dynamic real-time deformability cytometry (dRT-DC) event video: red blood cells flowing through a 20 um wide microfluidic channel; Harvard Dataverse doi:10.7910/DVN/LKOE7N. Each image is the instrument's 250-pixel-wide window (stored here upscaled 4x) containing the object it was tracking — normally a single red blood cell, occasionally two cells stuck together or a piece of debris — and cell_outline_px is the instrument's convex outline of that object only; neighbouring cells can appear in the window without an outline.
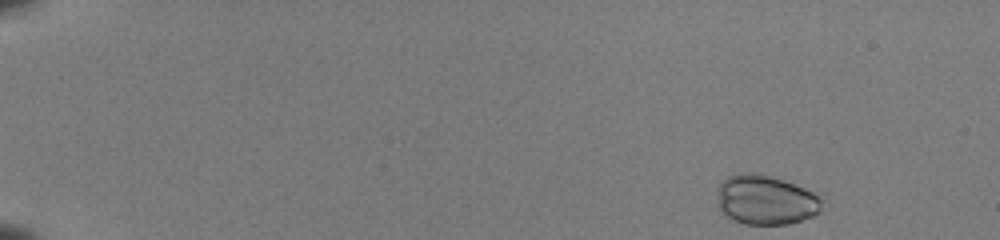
{"species": "common noctule bat (a hibernating species)", "species_latin": "Nyctalus noctula", "temperature_condition": "room temperature", "stored_images_in_passage": 48, "camera_frame_rate_fps": 3000, "um_per_image_px": 0.085, "animal": {"sex": "female", "body_mass_g": 22.0, "forearm_length_mm": 56.7}, "frame": {"image": 1, "passage_image": 1, "time_ms": 0.0, "image_size_px": [1000, 240], "cell_outline_px": [[824, 200], [820, 212], [812, 216], [788, 224], [744, 224], [732, 220], [716, 208], [716, 192], [720, 184], [728, 176], [736, 172], [756, 172], [772, 176], [784, 180], [824, 196]], "centroid_in_image_um": [65.06, 16.98], "position_along_channel_um": 19.9, "area_um2": 31.04}}
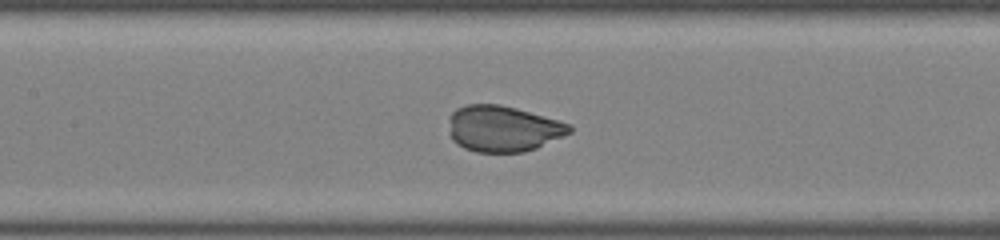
{"frame": {"image": 2, "passage_image": 23, "time_ms": 7.333, "image_size_px": [1000, 240], "cell_outline_px": [[572, 132], [536, 148], [524, 152], [476, 152], [464, 148], [456, 144], [452, 140], [448, 132], [452, 112], [456, 108], [464, 104], [500, 104], [516, 108], [572, 124]], "centroid_in_image_um": [42.74, 10.93], "position_along_channel_um": 164.7, "area_um2": 32.54}}
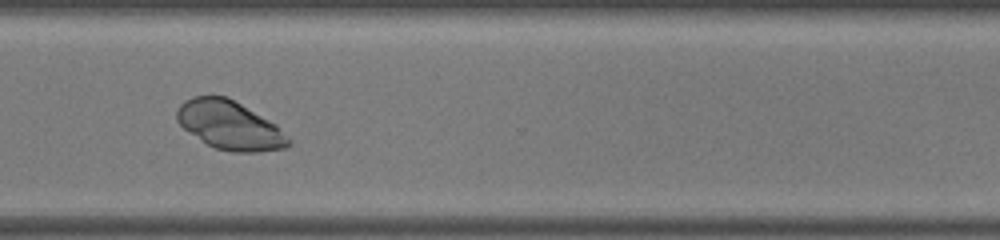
{"frame": {"image": 3, "passage_image": 37, "time_ms": 12.0, "image_size_px": [1000, 240], "cell_outline_px": [[292, 144], [284, 148], [256, 152], [232, 152], [216, 148], [208, 144], [184, 128], [176, 120], [176, 108], [184, 100], [192, 96], [224, 96], [240, 104], [276, 124], [292, 140]], "centroid_in_image_um": [19.53, 10.65], "position_along_channel_um": 351.1, "area_um2": 31.33}}